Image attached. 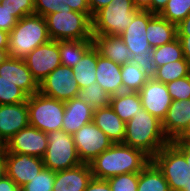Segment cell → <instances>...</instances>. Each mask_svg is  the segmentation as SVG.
Masks as SVG:
<instances>
[{"label":"cell","instance_id":"4","mask_svg":"<svg viewBox=\"0 0 190 191\" xmlns=\"http://www.w3.org/2000/svg\"><path fill=\"white\" fill-rule=\"evenodd\" d=\"M51 40H91V13L63 10L44 17Z\"/></svg>","mask_w":190,"mask_h":191},{"label":"cell","instance_id":"41","mask_svg":"<svg viewBox=\"0 0 190 191\" xmlns=\"http://www.w3.org/2000/svg\"><path fill=\"white\" fill-rule=\"evenodd\" d=\"M17 19L12 16V12L0 3V29L10 32L17 23Z\"/></svg>","mask_w":190,"mask_h":191},{"label":"cell","instance_id":"11","mask_svg":"<svg viewBox=\"0 0 190 191\" xmlns=\"http://www.w3.org/2000/svg\"><path fill=\"white\" fill-rule=\"evenodd\" d=\"M48 146L47 133L28 125L2 147L4 153L26 154L43 158Z\"/></svg>","mask_w":190,"mask_h":191},{"label":"cell","instance_id":"22","mask_svg":"<svg viewBox=\"0 0 190 191\" xmlns=\"http://www.w3.org/2000/svg\"><path fill=\"white\" fill-rule=\"evenodd\" d=\"M113 143H123L125 138V125L111 106L96 108L93 112V121Z\"/></svg>","mask_w":190,"mask_h":191},{"label":"cell","instance_id":"21","mask_svg":"<svg viewBox=\"0 0 190 191\" xmlns=\"http://www.w3.org/2000/svg\"><path fill=\"white\" fill-rule=\"evenodd\" d=\"M62 130L74 134L82 126L93 121L94 108L81 101L78 97L65 101Z\"/></svg>","mask_w":190,"mask_h":191},{"label":"cell","instance_id":"45","mask_svg":"<svg viewBox=\"0 0 190 191\" xmlns=\"http://www.w3.org/2000/svg\"><path fill=\"white\" fill-rule=\"evenodd\" d=\"M112 0H88L91 16L106 7Z\"/></svg>","mask_w":190,"mask_h":191},{"label":"cell","instance_id":"25","mask_svg":"<svg viewBox=\"0 0 190 191\" xmlns=\"http://www.w3.org/2000/svg\"><path fill=\"white\" fill-rule=\"evenodd\" d=\"M97 48L93 45L72 67L73 76L80 89L96 82Z\"/></svg>","mask_w":190,"mask_h":191},{"label":"cell","instance_id":"35","mask_svg":"<svg viewBox=\"0 0 190 191\" xmlns=\"http://www.w3.org/2000/svg\"><path fill=\"white\" fill-rule=\"evenodd\" d=\"M55 171L44 167L31 181L20 188V191H53Z\"/></svg>","mask_w":190,"mask_h":191},{"label":"cell","instance_id":"28","mask_svg":"<svg viewBox=\"0 0 190 191\" xmlns=\"http://www.w3.org/2000/svg\"><path fill=\"white\" fill-rule=\"evenodd\" d=\"M93 45V39L59 41L61 65L74 67Z\"/></svg>","mask_w":190,"mask_h":191},{"label":"cell","instance_id":"52","mask_svg":"<svg viewBox=\"0 0 190 191\" xmlns=\"http://www.w3.org/2000/svg\"><path fill=\"white\" fill-rule=\"evenodd\" d=\"M9 32L0 29V49H8Z\"/></svg>","mask_w":190,"mask_h":191},{"label":"cell","instance_id":"38","mask_svg":"<svg viewBox=\"0 0 190 191\" xmlns=\"http://www.w3.org/2000/svg\"><path fill=\"white\" fill-rule=\"evenodd\" d=\"M130 62L138 65L148 79L155 77L154 48H151L145 54L139 53L138 55H133Z\"/></svg>","mask_w":190,"mask_h":191},{"label":"cell","instance_id":"30","mask_svg":"<svg viewBox=\"0 0 190 191\" xmlns=\"http://www.w3.org/2000/svg\"><path fill=\"white\" fill-rule=\"evenodd\" d=\"M190 75V63L187 60H177L156 68L154 79L168 83Z\"/></svg>","mask_w":190,"mask_h":191},{"label":"cell","instance_id":"55","mask_svg":"<svg viewBox=\"0 0 190 191\" xmlns=\"http://www.w3.org/2000/svg\"><path fill=\"white\" fill-rule=\"evenodd\" d=\"M182 191H190V178H189V182L187 183V185Z\"/></svg>","mask_w":190,"mask_h":191},{"label":"cell","instance_id":"27","mask_svg":"<svg viewBox=\"0 0 190 191\" xmlns=\"http://www.w3.org/2000/svg\"><path fill=\"white\" fill-rule=\"evenodd\" d=\"M137 191H170L163 173L152 160L138 173Z\"/></svg>","mask_w":190,"mask_h":191},{"label":"cell","instance_id":"1","mask_svg":"<svg viewBox=\"0 0 190 191\" xmlns=\"http://www.w3.org/2000/svg\"><path fill=\"white\" fill-rule=\"evenodd\" d=\"M151 161L142 150L114 143L89 163L93 178L107 180L125 173H139Z\"/></svg>","mask_w":190,"mask_h":191},{"label":"cell","instance_id":"19","mask_svg":"<svg viewBox=\"0 0 190 191\" xmlns=\"http://www.w3.org/2000/svg\"><path fill=\"white\" fill-rule=\"evenodd\" d=\"M96 82L111 96L124 92L121 65L99 54L97 49Z\"/></svg>","mask_w":190,"mask_h":191},{"label":"cell","instance_id":"47","mask_svg":"<svg viewBox=\"0 0 190 191\" xmlns=\"http://www.w3.org/2000/svg\"><path fill=\"white\" fill-rule=\"evenodd\" d=\"M180 40L184 58L190 63V36H177Z\"/></svg>","mask_w":190,"mask_h":191},{"label":"cell","instance_id":"17","mask_svg":"<svg viewBox=\"0 0 190 191\" xmlns=\"http://www.w3.org/2000/svg\"><path fill=\"white\" fill-rule=\"evenodd\" d=\"M155 15L149 11H139L128 28L120 35L133 55L145 54L152 48L147 40L146 29Z\"/></svg>","mask_w":190,"mask_h":191},{"label":"cell","instance_id":"34","mask_svg":"<svg viewBox=\"0 0 190 191\" xmlns=\"http://www.w3.org/2000/svg\"><path fill=\"white\" fill-rule=\"evenodd\" d=\"M28 95L13 81L0 76V105L26 102Z\"/></svg>","mask_w":190,"mask_h":191},{"label":"cell","instance_id":"39","mask_svg":"<svg viewBox=\"0 0 190 191\" xmlns=\"http://www.w3.org/2000/svg\"><path fill=\"white\" fill-rule=\"evenodd\" d=\"M17 20L35 14L34 0H3L2 2Z\"/></svg>","mask_w":190,"mask_h":191},{"label":"cell","instance_id":"23","mask_svg":"<svg viewBox=\"0 0 190 191\" xmlns=\"http://www.w3.org/2000/svg\"><path fill=\"white\" fill-rule=\"evenodd\" d=\"M93 43L100 55L120 65L130 62L133 56L120 36H93Z\"/></svg>","mask_w":190,"mask_h":191},{"label":"cell","instance_id":"20","mask_svg":"<svg viewBox=\"0 0 190 191\" xmlns=\"http://www.w3.org/2000/svg\"><path fill=\"white\" fill-rule=\"evenodd\" d=\"M190 121V99L174 100L162 121V129L169 141L174 140Z\"/></svg>","mask_w":190,"mask_h":191},{"label":"cell","instance_id":"43","mask_svg":"<svg viewBox=\"0 0 190 191\" xmlns=\"http://www.w3.org/2000/svg\"><path fill=\"white\" fill-rule=\"evenodd\" d=\"M85 191H112L107 180L92 178Z\"/></svg>","mask_w":190,"mask_h":191},{"label":"cell","instance_id":"50","mask_svg":"<svg viewBox=\"0 0 190 191\" xmlns=\"http://www.w3.org/2000/svg\"><path fill=\"white\" fill-rule=\"evenodd\" d=\"M133 3L137 10L152 13V0H133Z\"/></svg>","mask_w":190,"mask_h":191},{"label":"cell","instance_id":"36","mask_svg":"<svg viewBox=\"0 0 190 191\" xmlns=\"http://www.w3.org/2000/svg\"><path fill=\"white\" fill-rule=\"evenodd\" d=\"M112 191H137L138 173H125L107 179Z\"/></svg>","mask_w":190,"mask_h":191},{"label":"cell","instance_id":"5","mask_svg":"<svg viewBox=\"0 0 190 191\" xmlns=\"http://www.w3.org/2000/svg\"><path fill=\"white\" fill-rule=\"evenodd\" d=\"M139 11L133 0H112L92 16L93 36H120Z\"/></svg>","mask_w":190,"mask_h":191},{"label":"cell","instance_id":"37","mask_svg":"<svg viewBox=\"0 0 190 191\" xmlns=\"http://www.w3.org/2000/svg\"><path fill=\"white\" fill-rule=\"evenodd\" d=\"M166 86L172 101L190 99V75L168 82Z\"/></svg>","mask_w":190,"mask_h":191},{"label":"cell","instance_id":"14","mask_svg":"<svg viewBox=\"0 0 190 191\" xmlns=\"http://www.w3.org/2000/svg\"><path fill=\"white\" fill-rule=\"evenodd\" d=\"M142 107L160 121L166 117L172 98L167 86L154 78L148 79L139 91Z\"/></svg>","mask_w":190,"mask_h":191},{"label":"cell","instance_id":"8","mask_svg":"<svg viewBox=\"0 0 190 191\" xmlns=\"http://www.w3.org/2000/svg\"><path fill=\"white\" fill-rule=\"evenodd\" d=\"M169 184L170 191H182L190 178L185 156L171 143L166 144L152 159Z\"/></svg>","mask_w":190,"mask_h":191},{"label":"cell","instance_id":"26","mask_svg":"<svg viewBox=\"0 0 190 191\" xmlns=\"http://www.w3.org/2000/svg\"><path fill=\"white\" fill-rule=\"evenodd\" d=\"M110 106L122 121L127 123L142 108L139 92H122L112 95Z\"/></svg>","mask_w":190,"mask_h":191},{"label":"cell","instance_id":"3","mask_svg":"<svg viewBox=\"0 0 190 191\" xmlns=\"http://www.w3.org/2000/svg\"><path fill=\"white\" fill-rule=\"evenodd\" d=\"M50 40L44 17L37 14L24 16L9 32V57L23 59L36 47Z\"/></svg>","mask_w":190,"mask_h":191},{"label":"cell","instance_id":"10","mask_svg":"<svg viewBox=\"0 0 190 191\" xmlns=\"http://www.w3.org/2000/svg\"><path fill=\"white\" fill-rule=\"evenodd\" d=\"M79 90L72 68L64 65L56 67L39 83L41 94L63 102L77 97Z\"/></svg>","mask_w":190,"mask_h":191},{"label":"cell","instance_id":"2","mask_svg":"<svg viewBox=\"0 0 190 191\" xmlns=\"http://www.w3.org/2000/svg\"><path fill=\"white\" fill-rule=\"evenodd\" d=\"M169 142L162 121L143 107L125 125L123 144L142 150L151 159Z\"/></svg>","mask_w":190,"mask_h":191},{"label":"cell","instance_id":"12","mask_svg":"<svg viewBox=\"0 0 190 191\" xmlns=\"http://www.w3.org/2000/svg\"><path fill=\"white\" fill-rule=\"evenodd\" d=\"M23 60L33 77L40 83L56 67L61 65L59 41L50 40L39 45Z\"/></svg>","mask_w":190,"mask_h":191},{"label":"cell","instance_id":"32","mask_svg":"<svg viewBox=\"0 0 190 191\" xmlns=\"http://www.w3.org/2000/svg\"><path fill=\"white\" fill-rule=\"evenodd\" d=\"M177 60H186L178 38L154 48V64L156 68Z\"/></svg>","mask_w":190,"mask_h":191},{"label":"cell","instance_id":"51","mask_svg":"<svg viewBox=\"0 0 190 191\" xmlns=\"http://www.w3.org/2000/svg\"><path fill=\"white\" fill-rule=\"evenodd\" d=\"M168 0H152V13L159 14L166 6Z\"/></svg>","mask_w":190,"mask_h":191},{"label":"cell","instance_id":"54","mask_svg":"<svg viewBox=\"0 0 190 191\" xmlns=\"http://www.w3.org/2000/svg\"><path fill=\"white\" fill-rule=\"evenodd\" d=\"M8 56V49H0V63L4 61Z\"/></svg>","mask_w":190,"mask_h":191},{"label":"cell","instance_id":"33","mask_svg":"<svg viewBox=\"0 0 190 191\" xmlns=\"http://www.w3.org/2000/svg\"><path fill=\"white\" fill-rule=\"evenodd\" d=\"M190 14V0H168L164 9L158 14L170 23L178 25Z\"/></svg>","mask_w":190,"mask_h":191},{"label":"cell","instance_id":"53","mask_svg":"<svg viewBox=\"0 0 190 191\" xmlns=\"http://www.w3.org/2000/svg\"><path fill=\"white\" fill-rule=\"evenodd\" d=\"M6 174V160L3 148L0 149V177Z\"/></svg>","mask_w":190,"mask_h":191},{"label":"cell","instance_id":"9","mask_svg":"<svg viewBox=\"0 0 190 191\" xmlns=\"http://www.w3.org/2000/svg\"><path fill=\"white\" fill-rule=\"evenodd\" d=\"M72 135L78 157L82 163L86 164L114 144L94 122L82 126Z\"/></svg>","mask_w":190,"mask_h":191},{"label":"cell","instance_id":"7","mask_svg":"<svg viewBox=\"0 0 190 191\" xmlns=\"http://www.w3.org/2000/svg\"><path fill=\"white\" fill-rule=\"evenodd\" d=\"M48 146L43 157L46 168L52 171L66 170L80 165L73 135L63 130L47 133Z\"/></svg>","mask_w":190,"mask_h":191},{"label":"cell","instance_id":"49","mask_svg":"<svg viewBox=\"0 0 190 191\" xmlns=\"http://www.w3.org/2000/svg\"><path fill=\"white\" fill-rule=\"evenodd\" d=\"M184 156L190 167V144L171 142Z\"/></svg>","mask_w":190,"mask_h":191},{"label":"cell","instance_id":"48","mask_svg":"<svg viewBox=\"0 0 190 191\" xmlns=\"http://www.w3.org/2000/svg\"><path fill=\"white\" fill-rule=\"evenodd\" d=\"M170 142L190 144V121L188 122L184 130L174 140Z\"/></svg>","mask_w":190,"mask_h":191},{"label":"cell","instance_id":"24","mask_svg":"<svg viewBox=\"0 0 190 191\" xmlns=\"http://www.w3.org/2000/svg\"><path fill=\"white\" fill-rule=\"evenodd\" d=\"M147 40L152 48L162 46L177 38V25L156 14L148 23Z\"/></svg>","mask_w":190,"mask_h":191},{"label":"cell","instance_id":"42","mask_svg":"<svg viewBox=\"0 0 190 191\" xmlns=\"http://www.w3.org/2000/svg\"><path fill=\"white\" fill-rule=\"evenodd\" d=\"M65 3L72 11L81 13H91L88 0H61Z\"/></svg>","mask_w":190,"mask_h":191},{"label":"cell","instance_id":"15","mask_svg":"<svg viewBox=\"0 0 190 191\" xmlns=\"http://www.w3.org/2000/svg\"><path fill=\"white\" fill-rule=\"evenodd\" d=\"M29 125L28 99L17 104L0 105V145Z\"/></svg>","mask_w":190,"mask_h":191},{"label":"cell","instance_id":"13","mask_svg":"<svg viewBox=\"0 0 190 191\" xmlns=\"http://www.w3.org/2000/svg\"><path fill=\"white\" fill-rule=\"evenodd\" d=\"M6 174L21 188L31 181L44 167L43 158L5 153Z\"/></svg>","mask_w":190,"mask_h":191},{"label":"cell","instance_id":"6","mask_svg":"<svg viewBox=\"0 0 190 191\" xmlns=\"http://www.w3.org/2000/svg\"><path fill=\"white\" fill-rule=\"evenodd\" d=\"M29 125L49 133L62 130L65 103L40 92L28 96Z\"/></svg>","mask_w":190,"mask_h":191},{"label":"cell","instance_id":"29","mask_svg":"<svg viewBox=\"0 0 190 191\" xmlns=\"http://www.w3.org/2000/svg\"><path fill=\"white\" fill-rule=\"evenodd\" d=\"M121 76L124 92H139L148 81L140 67L131 62L121 65Z\"/></svg>","mask_w":190,"mask_h":191},{"label":"cell","instance_id":"31","mask_svg":"<svg viewBox=\"0 0 190 191\" xmlns=\"http://www.w3.org/2000/svg\"><path fill=\"white\" fill-rule=\"evenodd\" d=\"M77 97L94 109L111 105V95L95 82L79 90Z\"/></svg>","mask_w":190,"mask_h":191},{"label":"cell","instance_id":"18","mask_svg":"<svg viewBox=\"0 0 190 191\" xmlns=\"http://www.w3.org/2000/svg\"><path fill=\"white\" fill-rule=\"evenodd\" d=\"M93 174L89 164L55 172L53 191H85Z\"/></svg>","mask_w":190,"mask_h":191},{"label":"cell","instance_id":"16","mask_svg":"<svg viewBox=\"0 0 190 191\" xmlns=\"http://www.w3.org/2000/svg\"><path fill=\"white\" fill-rule=\"evenodd\" d=\"M0 76L9 79L28 96L39 92V83L33 77L23 59L7 57L0 63Z\"/></svg>","mask_w":190,"mask_h":191},{"label":"cell","instance_id":"44","mask_svg":"<svg viewBox=\"0 0 190 191\" xmlns=\"http://www.w3.org/2000/svg\"><path fill=\"white\" fill-rule=\"evenodd\" d=\"M0 191H20V187L5 174L0 177Z\"/></svg>","mask_w":190,"mask_h":191},{"label":"cell","instance_id":"46","mask_svg":"<svg viewBox=\"0 0 190 191\" xmlns=\"http://www.w3.org/2000/svg\"><path fill=\"white\" fill-rule=\"evenodd\" d=\"M177 36H190V14L177 25Z\"/></svg>","mask_w":190,"mask_h":191},{"label":"cell","instance_id":"40","mask_svg":"<svg viewBox=\"0 0 190 191\" xmlns=\"http://www.w3.org/2000/svg\"><path fill=\"white\" fill-rule=\"evenodd\" d=\"M35 14L45 17L51 13H60L63 10H71L61 0H34Z\"/></svg>","mask_w":190,"mask_h":191}]
</instances>
